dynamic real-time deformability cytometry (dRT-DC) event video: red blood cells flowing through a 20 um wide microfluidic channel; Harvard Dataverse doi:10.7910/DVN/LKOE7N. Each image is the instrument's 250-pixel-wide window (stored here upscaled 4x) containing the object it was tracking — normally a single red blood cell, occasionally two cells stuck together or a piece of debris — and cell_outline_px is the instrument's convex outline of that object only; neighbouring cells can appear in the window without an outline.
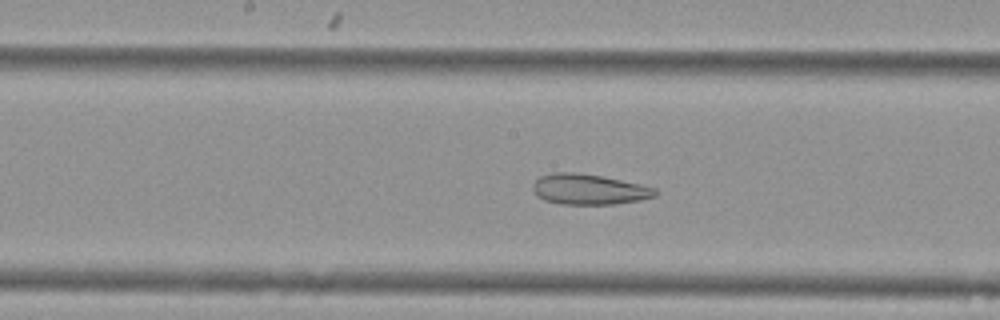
{"species": "Egyptian fruit bat (a non-hibernating species)", "species_latin": "Rousettus aegyptiacus", "temperature_condition": "cold", "stored_images_in_passage": 43, "camera_frame_rate_fps": 3000, "um_per_image_px": 0.085, "animal": {"sex": "female"}, "frame": {"image": 1, "passage_image": 17, "time_ms": 5.333, "image_size_px": [1000, 320], "cell_outline_px": [[660, 192], [656, 196], [640, 200], [616, 204], [560, 204], [544, 200], [536, 196], [532, 188], [532, 184], [540, 176], [556, 172], [572, 172], [600, 176], [640, 184], [656, 188]], "centroid_in_image_um": [50.06, 16.1], "position_along_channel_um": 198.1, "area_um2": 21.79}}
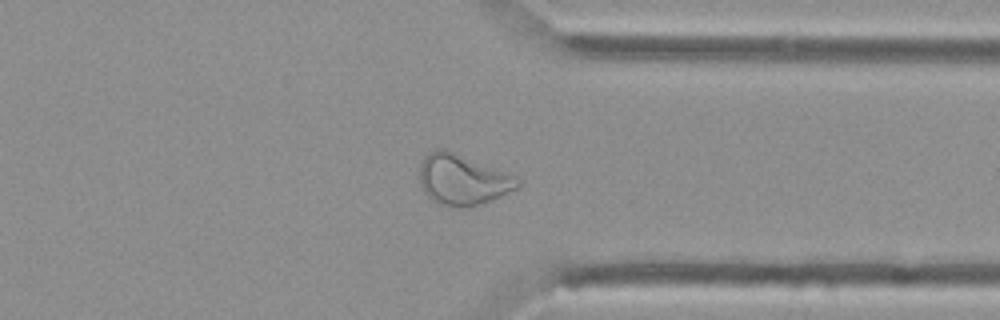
{"frame": {"image": 2, "passage_image": 31, "time_ms": 10.0, "image_size_px": [1000, 320], "cell_outline_px": [[520, 184], [516, 188], [492, 200], [468, 208], [452, 208], [440, 204], [432, 200], [424, 192], [420, 184], [420, 164], [424, 156], [428, 152], [436, 148], [444, 148], [516, 176], [520, 180]], "centroid_in_image_um": [39.29, 15.28], "position_along_channel_um": 372.1, "area_um2": 29.02}}
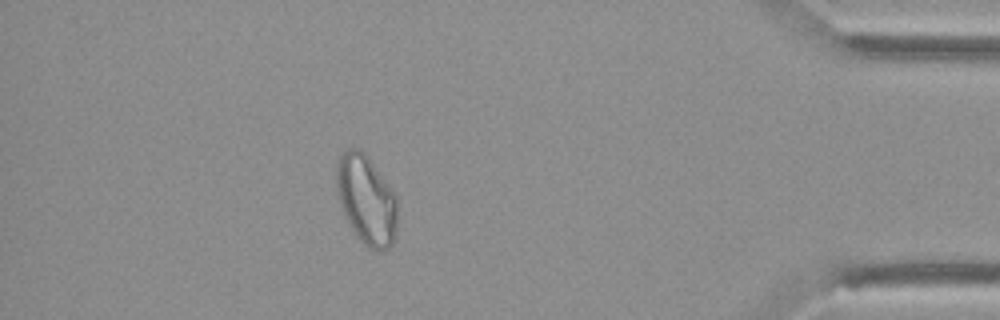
{"frame": {"image": 3, "passage_image": 37, "time_ms": 12.0, "image_size_px": [1000, 320], "cell_outline_px": [[396, 236], [392, 244], [388, 248], [380, 252], [368, 248], [360, 240], [344, 216], [336, 192], [336, 160], [348, 148], [360, 148], [368, 156], [396, 192]], "centroid_in_image_um": [31.14, 16.96], "position_along_channel_um": 404.1, "area_um2": 32.25}, "authors_computed_cell_mechanics": {"area_um2": 26.5302, "velocity_mm_per_s": 3.7593, "shape_relaxation_time_tau1_ms": null, "shape_relaxation_time_tau2_ms": 2.5, "deformation_change_tau1": null, "deformation_change_tau2": 0.1075}}